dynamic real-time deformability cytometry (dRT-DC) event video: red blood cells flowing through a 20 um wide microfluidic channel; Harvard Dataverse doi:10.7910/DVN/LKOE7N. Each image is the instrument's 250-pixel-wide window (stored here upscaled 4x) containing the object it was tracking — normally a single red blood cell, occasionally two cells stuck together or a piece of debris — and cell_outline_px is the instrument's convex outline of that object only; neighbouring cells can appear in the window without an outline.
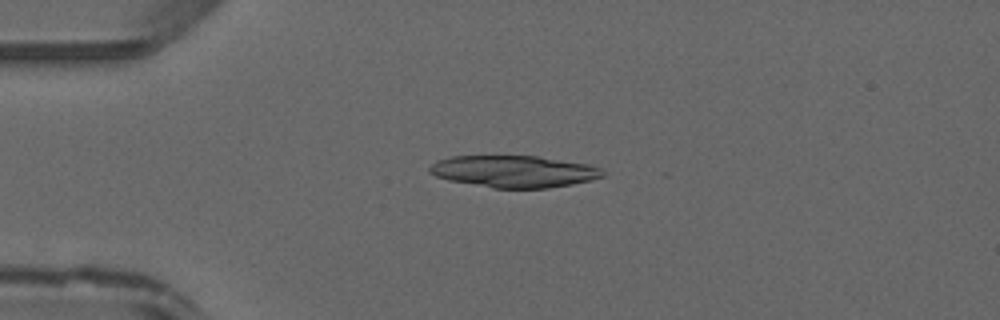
{"species": "common noctule bat (a hibernating species)", "species_latin": "Nyctalus noctula", "temperature_condition": "warm", "stored_images_in_passage": 7, "camera_frame_rate_fps": 3000, "um_per_image_px": 0.085, "animal": {"sex": "male", "forearm_length_mm": 52.5}, "frame": {"image": 1, "passage_image": 1, "time_ms": 0.0, "image_size_px": [1000, 320], "cell_outline_px": [[604, 176], [592, 180], [572, 184], [548, 188], [492, 188], [448, 180], [436, 176], [428, 172], [428, 168], [436, 160], [452, 156], [536, 156], [588, 164], [600, 168], [604, 172]], "centroid_in_image_um": [43.66, 14.57], "position_along_channel_um": 41.3, "area_um2": 32.19}}